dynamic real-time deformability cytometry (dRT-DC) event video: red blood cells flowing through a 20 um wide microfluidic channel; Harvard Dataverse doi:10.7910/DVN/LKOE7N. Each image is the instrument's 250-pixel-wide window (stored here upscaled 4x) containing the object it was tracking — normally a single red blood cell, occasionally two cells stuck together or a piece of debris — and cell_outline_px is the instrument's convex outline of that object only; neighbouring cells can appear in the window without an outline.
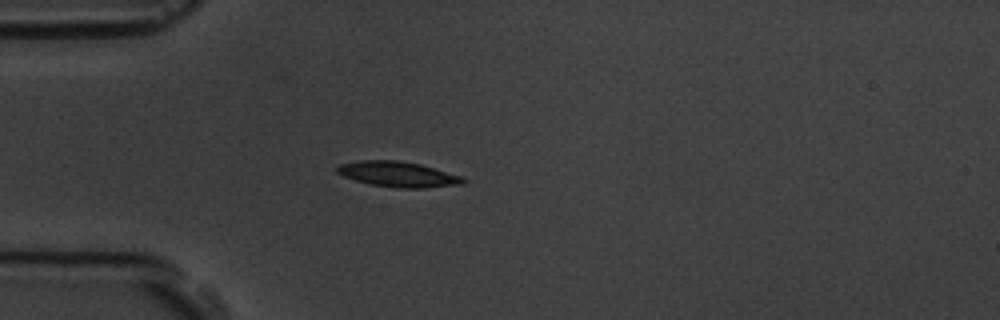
{"species": "common noctule bat (a hibernating species)", "species_latin": "Nyctalus noctula", "temperature_condition": "room temperature", "stored_images_in_passage": 2, "camera_frame_rate_fps": 3000, "um_per_image_px": 0.085, "animal": {"sex": "male", "body_mass_g": 19.5, "forearm_length_mm": 54.6}, "frame": {"image": 1, "passage_image": 1, "time_ms": 0.0, "image_size_px": [1000, 320], "cell_outline_px": [[468, 180], [464, 184], [424, 188], [396, 188], [372, 184], [356, 180], [344, 176], [336, 172], [336, 168], [340, 164], [364, 160], [396, 160], [420, 164], [460, 176]], "centroid_in_image_um": [33.85, 14.82], "position_along_channel_um": 51.1, "area_um2": 18.44}}